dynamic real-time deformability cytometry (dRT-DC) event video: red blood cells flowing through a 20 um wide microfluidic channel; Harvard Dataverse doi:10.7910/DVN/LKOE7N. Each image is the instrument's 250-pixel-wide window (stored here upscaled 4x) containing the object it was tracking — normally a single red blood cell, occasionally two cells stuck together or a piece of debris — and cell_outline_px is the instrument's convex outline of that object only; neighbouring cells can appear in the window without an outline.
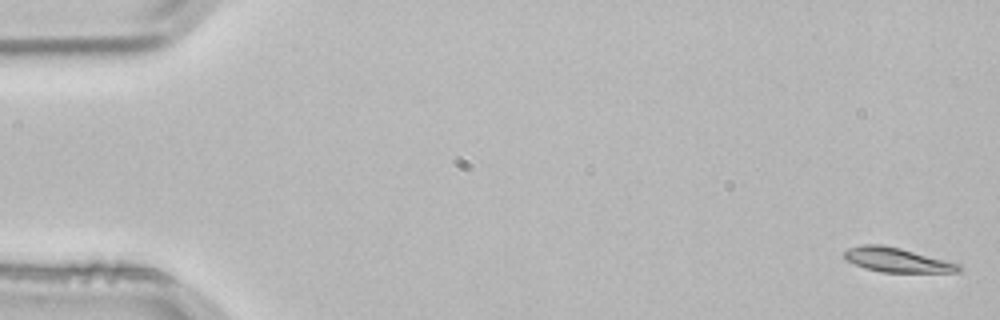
{"species": "common noctule bat (a hibernating species)", "species_latin": "Nyctalus noctula", "temperature_condition": "room temperature", "stored_images_in_passage": 4, "camera_frame_rate_fps": 3000, "um_per_image_px": 0.085, "animal": {"sex": "male", "body_mass_g": 21.5, "forearm_length_mm": 52.0}, "frame": {"image": 1, "passage_image": 1, "time_ms": 0.0, "image_size_px": [1000, 320], "cell_outline_px": [[964, 268], [960, 272], [880, 272], [864, 268], [848, 260], [844, 256], [844, 252], [848, 248], [860, 244], [880, 244], [900, 248], [960, 264]], "centroid_in_image_um": [76.26, 22.09], "position_along_channel_um": 8.7, "area_um2": 16.18}}